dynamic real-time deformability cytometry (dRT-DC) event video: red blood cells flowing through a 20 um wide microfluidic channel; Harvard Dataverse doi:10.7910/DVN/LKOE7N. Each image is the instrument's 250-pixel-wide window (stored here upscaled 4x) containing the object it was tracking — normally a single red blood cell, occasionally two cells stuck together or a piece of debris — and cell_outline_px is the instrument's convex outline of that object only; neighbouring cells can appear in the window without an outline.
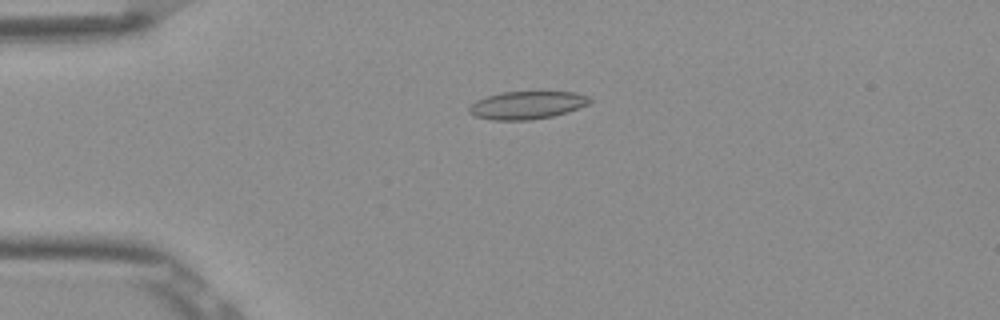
{"species": "Egyptian fruit bat (a non-hibernating species)", "species_latin": "Rousettus aegyptiacus", "temperature_condition": "room temperature", "stored_images_in_passage": 5, "camera_frame_rate_fps": 3000, "um_per_image_px": 0.085, "frame": {"image": 1, "passage_image": 4, "time_ms": 1.0, "image_size_px": [1000, 320], "cell_outline_px": [[592, 100], [588, 104], [568, 112], [552, 116], [528, 120], [492, 120], [476, 116], [468, 112], [468, 108], [476, 100], [500, 92], [576, 92], [588, 96]], "centroid_in_image_um": [44.79, 8.93], "position_along_channel_um": 40.2, "area_um2": 19.48}}